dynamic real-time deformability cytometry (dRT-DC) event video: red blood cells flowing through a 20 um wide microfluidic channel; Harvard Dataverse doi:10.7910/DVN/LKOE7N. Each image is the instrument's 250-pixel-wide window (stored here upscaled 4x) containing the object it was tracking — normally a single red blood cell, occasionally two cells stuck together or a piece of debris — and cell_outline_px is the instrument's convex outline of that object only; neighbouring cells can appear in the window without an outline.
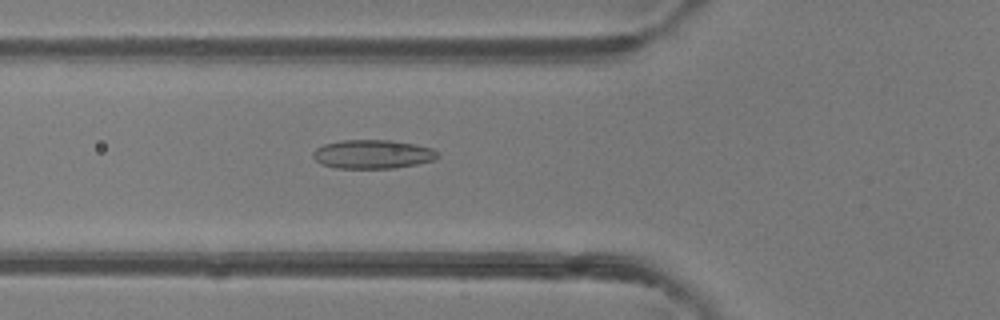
{"species": "common noctule bat (a hibernating species)", "species_latin": "Nyctalus noctula", "temperature_condition": "room temperature", "stored_images_in_passage": 38, "camera_frame_rate_fps": 3000, "um_per_image_px": 0.085, "animal": {"sex": "female"}, "frame": {"image": 1, "passage_image": 6, "time_ms": 1.667, "image_size_px": [1000, 320], "cell_outline_px": [[440, 156], [432, 160], [416, 164], [392, 168], [336, 168], [320, 164], [312, 156], [312, 152], [316, 148], [324, 144], [340, 140], [392, 140], [432, 148]], "centroid_in_image_um": [31.62, 13.1], "position_along_channel_um": 94.2, "area_um2": 20.87}}
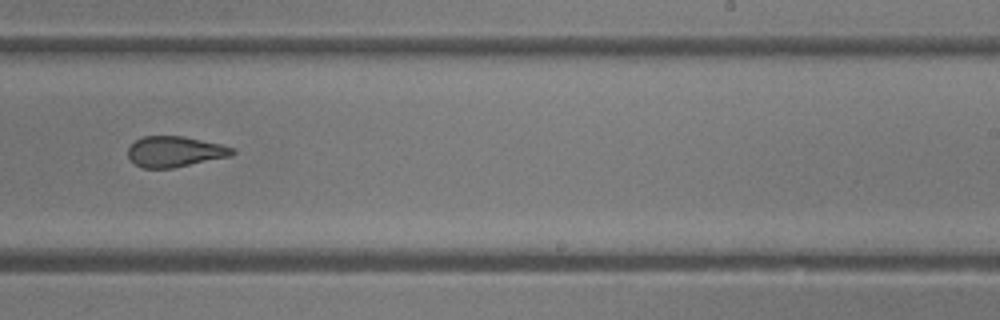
{"frame": {"image": 2, "passage_image": 19, "time_ms": 6.0, "image_size_px": [1000, 320], "cell_outline_px": [[236, 152], [232, 156], [172, 168], [144, 168], [136, 164], [128, 156], [128, 148], [136, 140], [144, 136], [184, 136], [220, 144], [236, 148]], "centroid_in_image_um": [14.91, 12.88], "position_along_channel_um": 274.1, "area_um2": 18.61}}
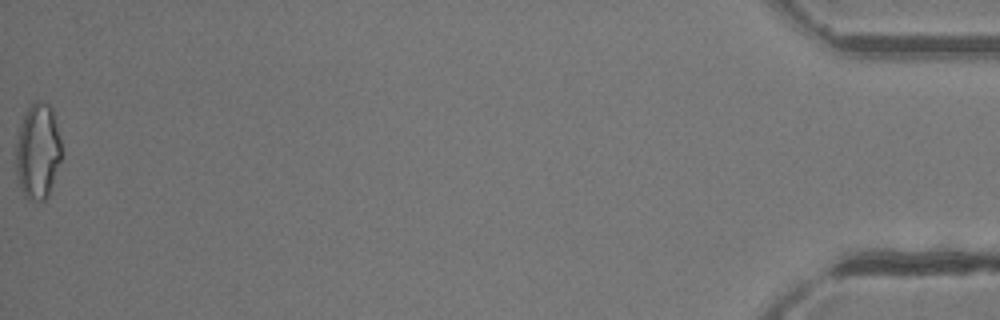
{"frame": {"image": 3, "passage_image": 38, "time_ms": 12.333, "image_size_px": [1000, 320], "cell_outline_px": [[64, 152], [48, 196], [44, 200], [28, 200], [24, 196], [20, 188], [16, 176], [16, 144], [24, 112], [36, 100], [48, 104], [52, 108], [56, 116]], "centroid_in_image_um": [3.25, 12.86], "position_along_channel_um": 432.0, "area_um2": 26.01}, "authors_computed_cell_mechanics": {"area_um2": 20.2011, "velocity_mm_per_s": 4.1448, "shape_relaxation_time_tau1_ms": 9.0274, "shape_relaxation_time_tau2_ms": 1.7781, "deformation_change_tau1": 0.1999, "deformation_change_tau2": 0.0968}}